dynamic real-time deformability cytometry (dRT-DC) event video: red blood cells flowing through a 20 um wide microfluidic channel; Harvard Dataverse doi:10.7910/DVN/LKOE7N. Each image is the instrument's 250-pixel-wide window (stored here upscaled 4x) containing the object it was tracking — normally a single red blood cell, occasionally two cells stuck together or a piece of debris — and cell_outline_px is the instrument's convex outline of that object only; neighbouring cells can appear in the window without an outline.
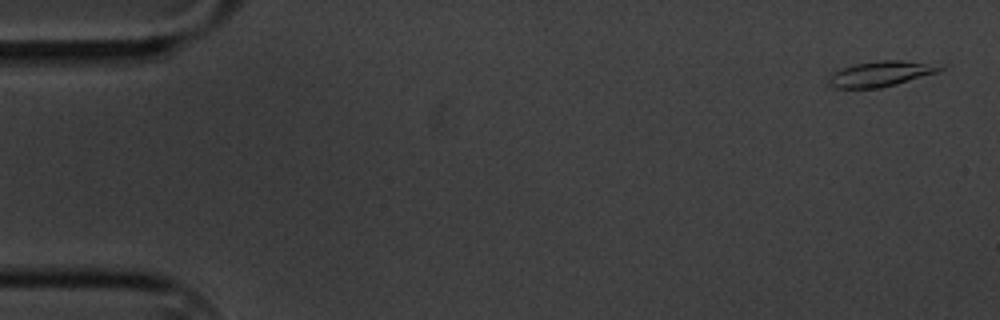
{"species": "common noctule bat (a hibernating species)", "species_latin": "Nyctalus noctula", "temperature_condition": "cold", "stored_images_in_passage": 6, "camera_frame_rate_fps": 3000, "um_per_image_px": 0.085, "animal": {"sex": "male", "body_mass_g": 20.1, "forearm_length_mm": 53.5}, "frame": {"image": 1, "passage_image": 1, "time_ms": 0.0, "image_size_px": [1000, 320], "cell_outline_px": [[948, 64], [944, 68], [936, 72], [896, 84], [880, 88], [832, 88], [828, 84], [828, 80], [832, 72], [840, 68], [856, 64], [880, 60], [900, 60]], "centroid_in_image_um": [74.88, 6.26], "position_along_channel_um": 10.1, "area_um2": 16.65}}
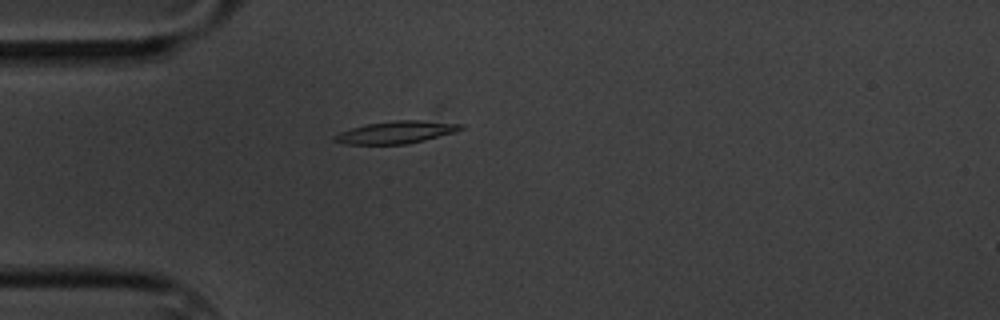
{"frame": {"image": 2, "passage_image": 5, "time_ms": 4.667, "image_size_px": [1000, 320], "cell_outline_px": [[464, 128], [456, 132], [408, 144], [344, 144], [332, 140], [332, 136], [340, 132], [352, 128], [368, 124], [396, 120], [420, 120], [464, 124]], "centroid_in_image_um": [33.68, 11.24], "position_along_channel_um": 51.3, "area_um2": 16.42}}